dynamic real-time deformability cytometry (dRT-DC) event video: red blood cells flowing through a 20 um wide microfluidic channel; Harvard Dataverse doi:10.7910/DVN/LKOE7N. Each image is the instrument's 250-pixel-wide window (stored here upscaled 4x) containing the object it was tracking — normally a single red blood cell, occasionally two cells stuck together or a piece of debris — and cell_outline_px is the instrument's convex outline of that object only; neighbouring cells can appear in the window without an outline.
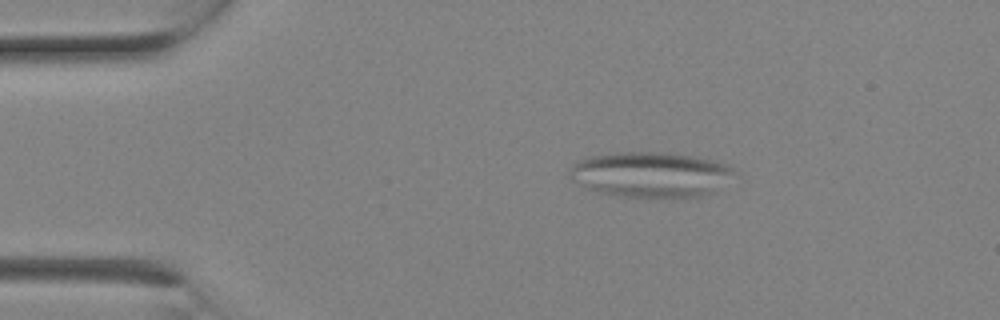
{"species": "Egyptian fruit bat (a non-hibernating species)", "species_latin": "Rousettus aegyptiacus", "temperature_condition": "room temperature", "stored_images_in_passage": 2, "camera_frame_rate_fps": 3000, "um_per_image_px": 0.085, "animal": {"sex": "female"}, "frame": {"image": 1, "passage_image": 1, "time_ms": 0.0, "image_size_px": [1000, 320], "cell_outline_px": [[740, 176], [716, 192], [684, 200], [672, 200], [620, 196], [600, 192], [588, 188], [572, 180], [568, 176], [572, 164], [576, 160], [592, 156], [624, 152], [664, 152], [712, 160], [728, 164], [740, 172]], "centroid_in_image_um": [55.46, 14.88], "position_along_channel_um": 29.5, "area_um2": 45.08}}